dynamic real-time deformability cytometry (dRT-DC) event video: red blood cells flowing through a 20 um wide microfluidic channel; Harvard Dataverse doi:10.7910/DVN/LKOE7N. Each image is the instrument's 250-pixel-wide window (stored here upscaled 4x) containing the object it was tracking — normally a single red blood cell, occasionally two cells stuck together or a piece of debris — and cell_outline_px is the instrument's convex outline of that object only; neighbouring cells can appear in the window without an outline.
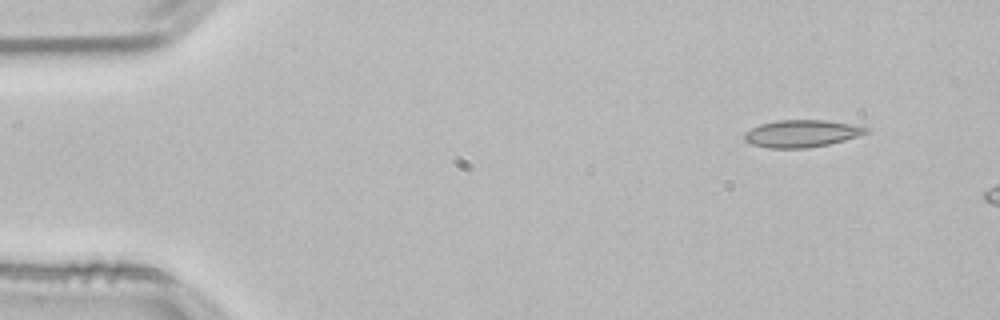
{"species": "common noctule bat (a hibernating species)", "species_latin": "Nyctalus noctula", "temperature_condition": "room temperature", "stored_images_in_passage": 7, "camera_frame_rate_fps": 3000, "um_per_image_px": 0.085, "animal": {"sex": "male", "body_mass_g": 21.5, "forearm_length_mm": 52.0}, "frame": {"image": 1, "passage_image": 1, "time_ms": 0.0, "image_size_px": [1000, 320], "cell_outline_px": [[872, 128], [868, 132], [860, 136], [828, 144], [808, 148], [768, 148], [752, 144], [744, 140], [744, 132], [760, 124], [776, 120], [824, 120]], "centroid_in_image_um": [68.13, 11.35], "position_along_channel_um": 16.9, "area_um2": 19.31}}